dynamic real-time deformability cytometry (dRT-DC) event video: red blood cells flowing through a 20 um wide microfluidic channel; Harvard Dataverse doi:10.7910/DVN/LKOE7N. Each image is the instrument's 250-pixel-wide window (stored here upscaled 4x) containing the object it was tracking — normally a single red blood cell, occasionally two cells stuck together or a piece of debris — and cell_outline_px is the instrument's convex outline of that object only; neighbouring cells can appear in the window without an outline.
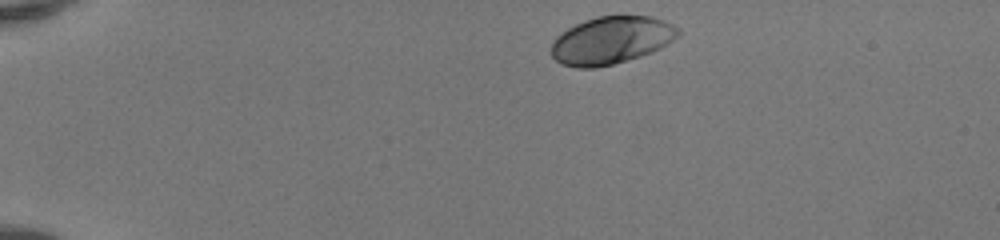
{"species": "human", "species_latin": "Homo sapiens", "temperature_condition": "room temperature", "stored_images_in_passage": 41, "camera_frame_rate_fps": 3000, "um_per_image_px": 0.085, "donor": {"sex": "female"}, "frame": {"image": 1, "passage_image": 1, "time_ms": 0.0, "image_size_px": [1000, 240], "cell_outline_px": [[680, 36], [660, 48], [652, 52], [640, 56], [612, 64], [596, 68], [576, 68], [564, 64], [556, 60], [552, 56], [552, 40], [556, 36], [568, 28], [584, 20], [596, 16], [652, 16], [664, 20], [680, 28]], "centroid_in_image_um": [51.98, 3.41], "position_along_channel_um": 33.0, "area_um2": 35.2}}
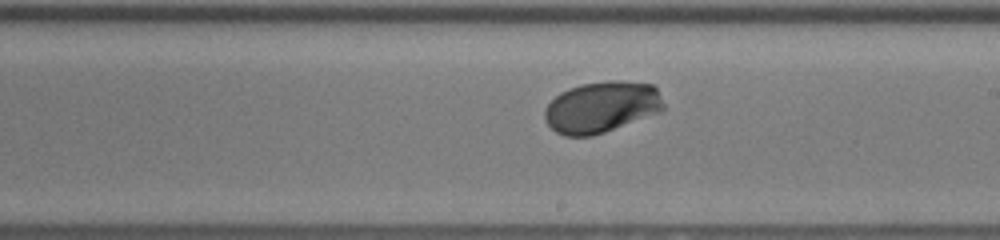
{"frame": {"image": 2, "passage_image": 22, "time_ms": 7.0, "image_size_px": [1000, 240], "cell_outline_px": [[664, 108], [660, 112], [604, 132], [592, 136], [564, 136], [556, 132], [548, 124], [544, 116], [544, 112], [548, 104], [560, 92], [568, 88], [580, 84], [616, 80], [620, 80], [652, 84], [656, 88], [664, 104]], "centroid_in_image_um": [51.12, 9.09], "position_along_channel_um": 237.9, "area_um2": 35.37}}
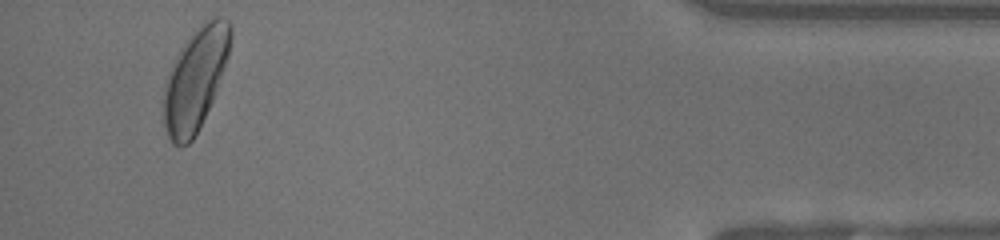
{"frame": {"image": 3, "passage_image": 39, "time_ms": 12.667, "image_size_px": [1000, 240], "cell_outline_px": [[232, 36], [228, 56], [212, 100], [200, 128], [192, 140], [188, 144], [180, 148], [172, 144], [168, 136], [164, 124], [164, 84], [168, 72], [180, 48], [200, 24], [204, 20], [216, 16], [220, 16], [228, 20], [232, 24]], "centroid_in_image_um": [16.6, 6.72], "position_along_channel_um": 418.6, "area_um2": 39.77}, "authors_computed_cell_mechanics": {"area_um2": 34.8534, "velocity_mm_per_s": 4.1179, "shape_relaxation_time_tau1_ms": 1.9346, "shape_relaxation_time_tau2_ms": null, "deformation_change_tau1": 0.1373, "deformation_change_tau2": null}}